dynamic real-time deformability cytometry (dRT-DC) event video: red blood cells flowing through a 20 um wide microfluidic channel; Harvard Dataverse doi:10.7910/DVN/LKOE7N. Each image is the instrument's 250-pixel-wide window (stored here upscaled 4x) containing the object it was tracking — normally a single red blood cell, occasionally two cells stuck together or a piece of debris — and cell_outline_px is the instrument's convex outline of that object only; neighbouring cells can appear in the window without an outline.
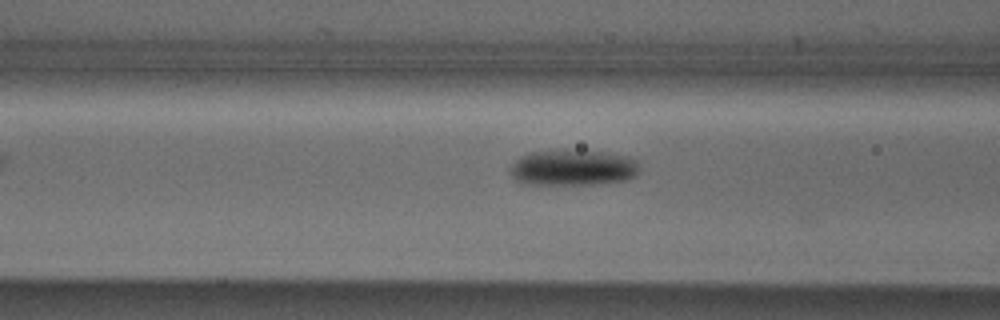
{"species": "Egyptian fruit bat (a non-hibernating species)", "species_latin": "Rousettus aegyptiacus", "temperature_condition": "cold", "stored_images_in_passage": 23, "camera_frame_rate_fps": 3000, "um_per_image_px": 0.085, "animal": {"sex": "male"}, "frame": {"image": 1, "passage_image": 6, "time_ms": 1.667, "image_size_px": [1000, 320], "cell_outline_px": [[640, 168], [636, 176], [628, 180], [596, 184], [524, 184], [516, 180], [512, 176], [508, 168], [520, 156], [528, 152], [608, 152], [628, 156], [636, 160]], "centroid_in_image_um": [48.72, 14.28], "position_along_channel_um": 117.9, "area_um2": 26.76}}
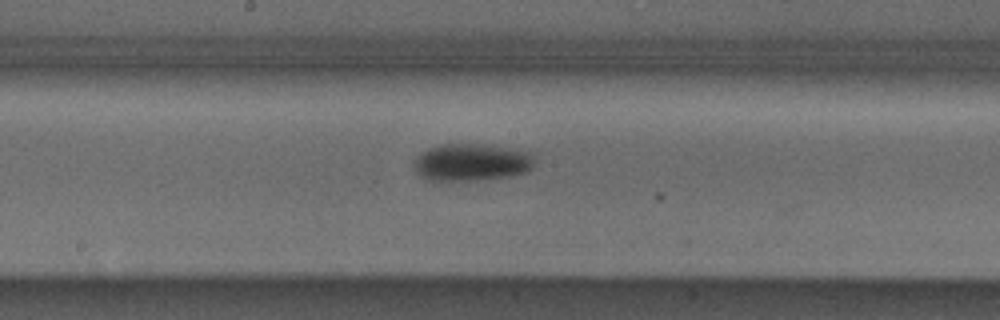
{"frame": {"image": 2, "passage_image": 13, "time_ms": 4.0, "image_size_px": [1000, 320], "cell_outline_px": [[532, 168], [528, 172], [508, 176], [480, 180], [428, 180], [420, 176], [416, 172], [412, 164], [416, 156], [428, 148], [440, 144], [484, 144], [532, 152]], "centroid_in_image_um": [40.04, 13.79], "position_along_channel_um": 208.2, "area_um2": 26.3}}
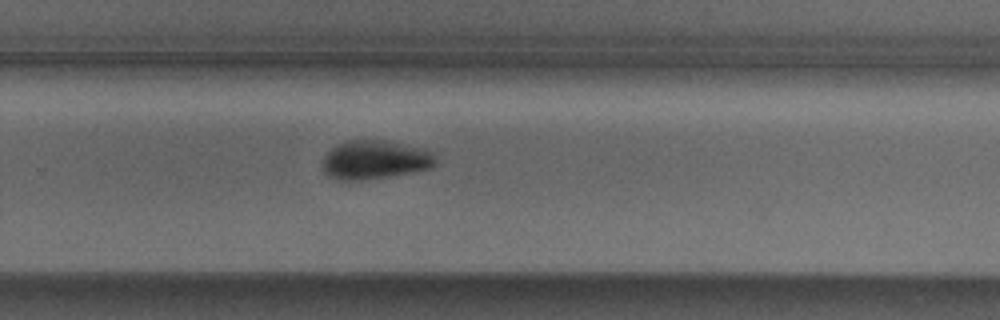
{"frame": {"image": 3, "passage_image": 20, "time_ms": 6.333, "image_size_px": [1000, 320], "cell_outline_px": [[436, 160], [428, 168], [412, 172], [388, 176], [356, 180], [340, 180], [328, 176], [324, 172], [324, 156], [336, 144], [344, 140], [384, 140], [424, 148], [432, 152]], "centroid_in_image_um": [31.84, 13.56], "position_along_channel_um": 298.0, "area_um2": 25.26}}